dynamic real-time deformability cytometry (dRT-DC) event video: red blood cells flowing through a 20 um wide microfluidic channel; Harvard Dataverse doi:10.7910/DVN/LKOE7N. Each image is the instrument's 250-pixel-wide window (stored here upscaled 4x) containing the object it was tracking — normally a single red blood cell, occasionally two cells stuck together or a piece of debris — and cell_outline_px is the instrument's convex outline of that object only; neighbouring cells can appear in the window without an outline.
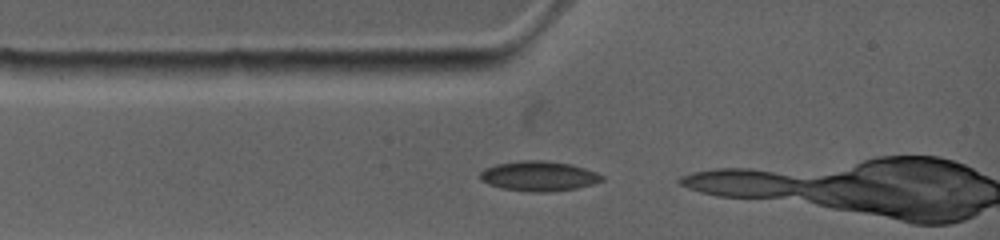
{"species": "common noctule bat (a hibernating species)", "species_latin": "Nyctalus noctula", "temperature_condition": "warm", "stored_images_in_passage": 3, "camera_frame_rate_fps": 4500, "um_per_image_px": 0.085, "animal": {"sex": "female", "body_mass_g": 19.0, "forearm_length_mm": 53.3}, "frame": {"image": 1, "passage_image": 1, "time_ms": 0.0, "image_size_px": [1000, 240], "cell_outline_px": [[604, 180], [596, 184], [576, 188], [548, 192], [532, 192], [500, 188], [488, 184], [480, 180], [480, 172], [488, 168], [500, 164], [532, 160], [536, 160], [572, 164], [596, 172], [604, 176]], "centroid_in_image_um": [45.85, 14.99], "position_along_channel_um": 39.1, "area_um2": 20.98}}